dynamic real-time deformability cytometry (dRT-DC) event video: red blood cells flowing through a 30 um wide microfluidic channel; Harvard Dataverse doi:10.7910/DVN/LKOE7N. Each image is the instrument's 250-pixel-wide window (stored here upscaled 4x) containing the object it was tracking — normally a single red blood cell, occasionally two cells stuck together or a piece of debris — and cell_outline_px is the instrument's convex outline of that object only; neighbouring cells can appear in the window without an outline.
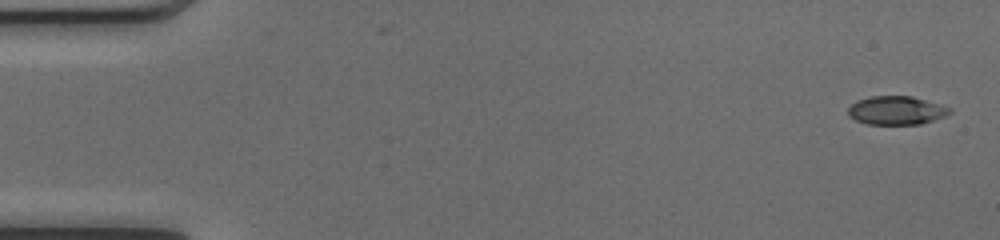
{"species": "common noctule bat (a hibernating species)", "species_latin": "Nyctalus noctula", "temperature_condition": "cold", "stored_images_in_passage": 50, "camera_frame_rate_fps": 3000, "um_per_image_px": 0.085, "animal": {"sex": "female", "body_mass_g": 17.0, "forearm_length_mm": 48.0}, "frame": {"image": 1, "passage_image": 1, "time_ms": 0.0, "image_size_px": [1000, 240], "cell_outline_px": [[952, 112], [944, 116], [920, 124], [868, 124], [856, 120], [848, 116], [848, 108], [856, 100], [872, 96], [912, 96], [952, 108]], "centroid_in_image_um": [76.17, 9.38], "position_along_channel_um": 8.8, "area_um2": 16.82}}
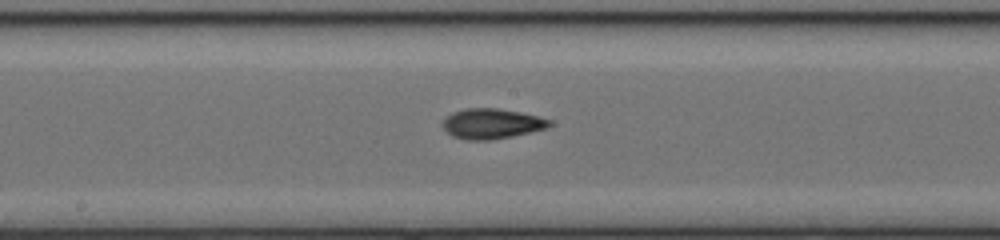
{"frame": {"image": 2, "passage_image": 26, "time_ms": 8.333, "image_size_px": [1000, 240], "cell_outline_px": [[552, 124], [548, 128], [512, 136], [488, 140], [468, 140], [452, 136], [444, 128], [444, 120], [452, 112], [468, 108], [496, 108], [520, 112], [540, 116], [552, 120]], "centroid_in_image_um": [41.85, 10.51], "position_along_channel_um": 206.4, "area_um2": 18.67}}
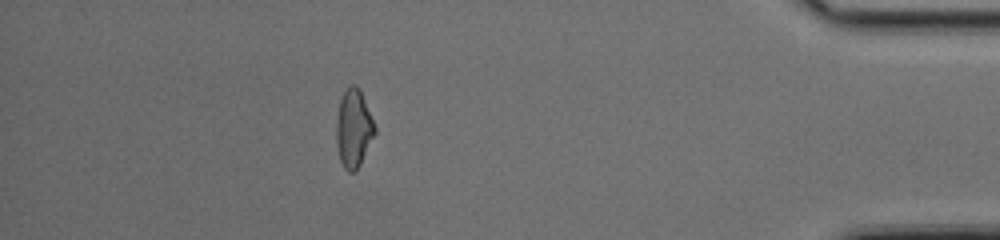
{"frame": {"image": 3, "passage_image": 44, "time_ms": 14.333, "image_size_px": [1000, 240], "cell_outline_px": [[376, 132], [356, 172], [348, 172], [344, 168], [340, 160], [336, 144], [336, 120], [340, 100], [348, 84], [356, 84], [360, 88], [376, 128]], "centroid_in_image_um": [30.05, 10.9], "position_along_channel_um": 405.2, "area_um2": 17.63}, "authors_computed_cell_mechanics": {"area_um2": 17.7157, "velocity_mm_per_s": 4.1358, "shape_relaxation_time_tau1_ms": 4.6424, "shape_relaxation_time_tau2_ms": 3.2682, "deformation_change_tau1": 0.17, "deformation_change_tau2": 0.1092}}